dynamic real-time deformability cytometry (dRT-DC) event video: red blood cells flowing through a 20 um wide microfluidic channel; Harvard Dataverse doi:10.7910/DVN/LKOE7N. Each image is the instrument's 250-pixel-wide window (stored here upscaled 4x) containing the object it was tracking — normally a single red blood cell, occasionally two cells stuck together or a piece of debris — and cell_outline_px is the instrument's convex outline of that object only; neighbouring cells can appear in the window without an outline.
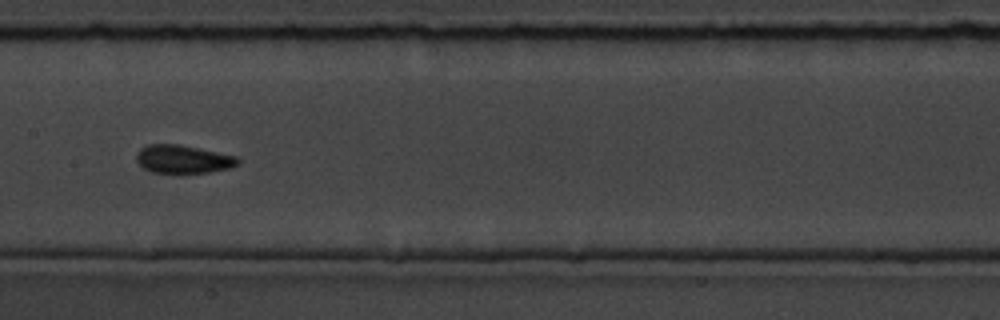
{"species": "common noctule bat (a hibernating species)", "species_latin": "Nyctalus noctula", "temperature_condition": "room temperature", "stored_images_in_passage": 39, "camera_frame_rate_fps": 3000, "um_per_image_px": 0.085, "animal": {"sex": "male", "body_mass_g": 19.5, "forearm_length_mm": 54.6}, "frame": {"image": 1, "passage_image": 12, "time_ms": 3.667, "image_size_px": [1000, 320], "cell_outline_px": [[240, 164], [228, 168], [208, 172], [176, 176], [152, 172], [144, 168], [136, 160], [136, 152], [140, 148], [148, 144], [180, 144], [236, 156], [240, 160]], "centroid_in_image_um": [15.53, 13.57], "position_along_channel_um": 191.9, "area_um2": 17.34}}
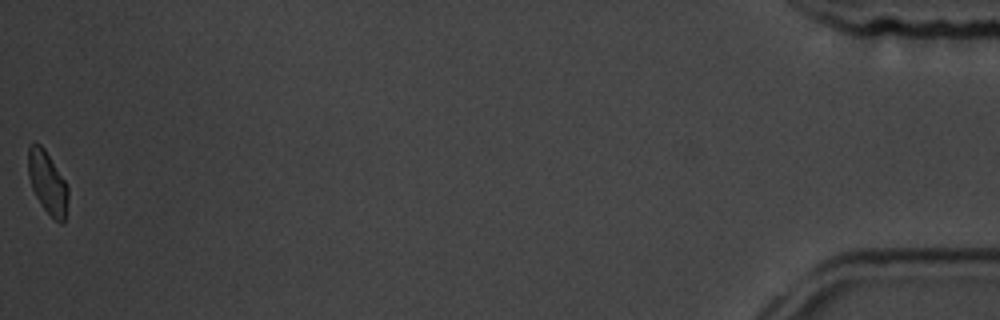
{"frame": {"image": 2, "passage_image": 39, "time_ms": 12.667, "image_size_px": [1000, 320], "cell_outline_px": [[68, 200], [64, 224], [60, 224], [40, 204], [32, 188], [28, 176], [28, 144], [40, 144], [44, 148], [68, 184]], "centroid_in_image_um": [4.05, 15.52], "position_along_channel_um": 431.2, "area_um2": 14.62}, "authors_computed_cell_mechanics": {"area_um2": 15.7794, "velocity_mm_per_s": 3.7671, "shape_relaxation_time_tau1_ms": 2.8844, "shape_relaxation_time_tau2_ms": 1.3219, "deformation_change_tau1": 0.0783, "deformation_change_tau2": 0.0573}}